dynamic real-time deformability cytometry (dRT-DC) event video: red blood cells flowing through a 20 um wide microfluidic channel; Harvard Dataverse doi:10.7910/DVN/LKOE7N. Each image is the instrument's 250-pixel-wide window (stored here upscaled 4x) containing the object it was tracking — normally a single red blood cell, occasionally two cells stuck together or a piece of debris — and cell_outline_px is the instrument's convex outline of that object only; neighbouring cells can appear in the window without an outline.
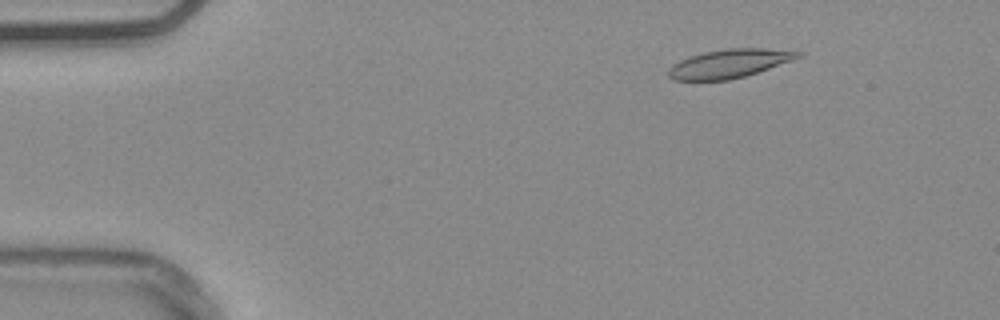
{"species": "common noctule bat (a hibernating species)", "species_latin": "Nyctalus noctula", "temperature_condition": "warm", "stored_images_in_passage": 54, "camera_frame_rate_fps": 3000, "um_per_image_px": 0.085, "animal": {"sex": "male", "body_mass_g": 20.4}, "frame": {"image": 1, "passage_image": 8, "time_ms": 2.333, "image_size_px": [1000, 320], "cell_outline_px": [[804, 56], [744, 76], [728, 80], [672, 80], [668, 76], [668, 68], [672, 64], [680, 60], [704, 52], [728, 48], [764, 48], [804, 52]], "centroid_in_image_um": [61.98, 5.4], "position_along_channel_um": 23.0, "area_um2": 21.44}}
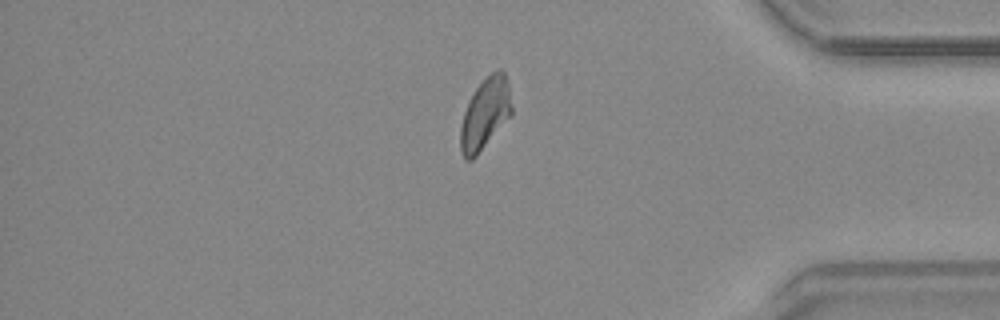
{"frame": {"image": 2, "passage_image": 46, "time_ms": 15.0, "image_size_px": [1000, 320], "cell_outline_px": [[512, 116], [476, 156], [472, 160], [464, 160], [460, 152], [460, 128], [464, 112], [468, 100], [476, 88], [496, 68], [500, 68], [504, 72], [508, 84], [512, 108]], "centroid_in_image_um": [41.23, 9.7], "position_along_channel_um": 394.0, "area_um2": 21.44}}
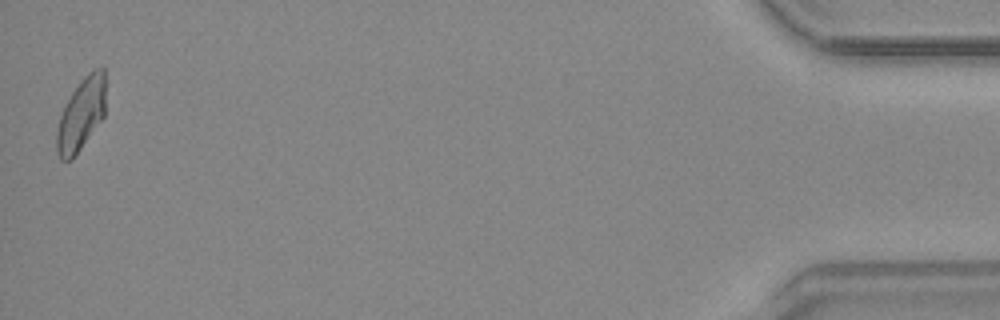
{"frame": {"image": 3, "passage_image": 54, "time_ms": 17.667, "image_size_px": [1000, 320], "cell_outline_px": [[104, 116], [72, 160], [60, 160], [56, 152], [56, 132], [60, 116], [64, 104], [80, 80], [88, 72], [104, 64]], "centroid_in_image_um": [6.87, 9.71], "position_along_channel_um": 428.3, "area_um2": 20.63}, "authors_computed_cell_mechanics": {"area_um2": 21.4149, "velocity_mm_per_s": 3.767, "shape_relaxation_time_tau1_ms": 7.4566, "shape_relaxation_time_tau2_ms": 3.4904, "deformation_change_tau1": 0.1671, "deformation_change_tau2": 0.1155}}